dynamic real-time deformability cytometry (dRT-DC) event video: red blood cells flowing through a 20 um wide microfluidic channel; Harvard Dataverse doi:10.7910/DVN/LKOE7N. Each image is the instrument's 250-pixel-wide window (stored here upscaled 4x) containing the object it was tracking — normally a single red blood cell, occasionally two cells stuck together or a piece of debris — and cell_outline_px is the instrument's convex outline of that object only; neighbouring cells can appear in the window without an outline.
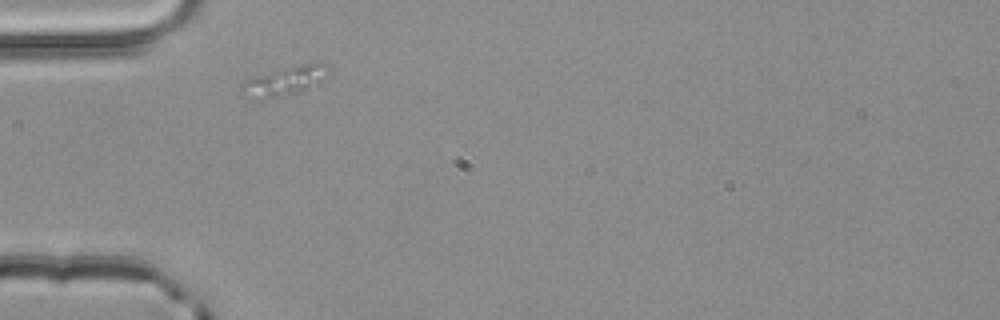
{"species": "common noctule bat (a hibernating species)", "species_latin": "Nyctalus noctula", "temperature_condition": "room temperature", "stored_images_in_passage": 1, "camera_frame_rate_fps": 3000, "um_per_image_px": 0.085, "animal": {"sex": "male", "body_mass_g": 20.4}, "frame": {"image": 1, "passage_image": 1, "time_ms": 0.0, "image_size_px": [1000, 320], "cell_outline_px": [[332, 68], [324, 84], [304, 92], [272, 96], [268, 96], [240, 88], [240, 84], [244, 80], [256, 76], [284, 68], [316, 60], [328, 64]], "centroid_in_image_um": [24.59, 6.76], "position_along_channel_um": 60.4, "area_um2": 14.45}}